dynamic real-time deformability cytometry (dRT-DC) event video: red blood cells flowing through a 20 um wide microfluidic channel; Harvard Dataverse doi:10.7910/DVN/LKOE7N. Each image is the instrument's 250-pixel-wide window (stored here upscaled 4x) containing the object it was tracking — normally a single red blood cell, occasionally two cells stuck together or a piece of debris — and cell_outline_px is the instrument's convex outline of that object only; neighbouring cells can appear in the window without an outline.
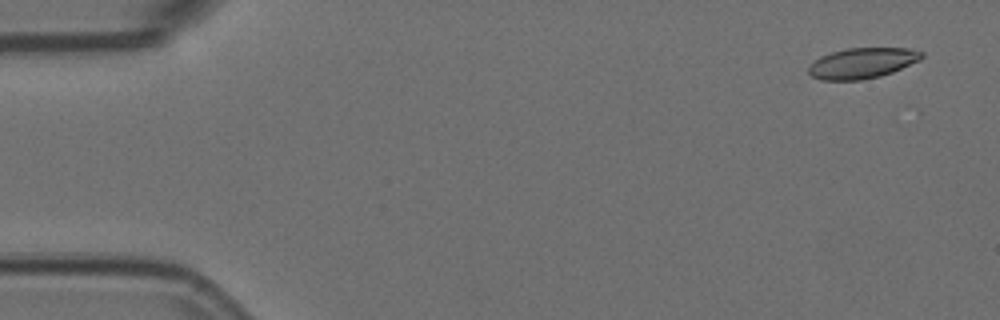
{"species": "Egyptian fruit bat (a non-hibernating species)", "species_latin": "Rousettus aegyptiacus", "temperature_condition": "room temperature", "stored_images_in_passage": 4, "camera_frame_rate_fps": 3000, "um_per_image_px": 0.085, "animal": {"sex": "female"}, "frame": {"image": 1, "passage_image": 1, "time_ms": 0.0, "image_size_px": [1000, 320], "cell_outline_px": [[924, 56], [920, 60], [892, 72], [880, 76], [860, 80], [820, 80], [812, 76], [808, 72], [808, 64], [820, 56], [832, 52], [848, 48], [908, 48], [924, 52]], "centroid_in_image_um": [73.27, 5.36], "position_along_channel_um": 11.7, "area_um2": 20.23}}
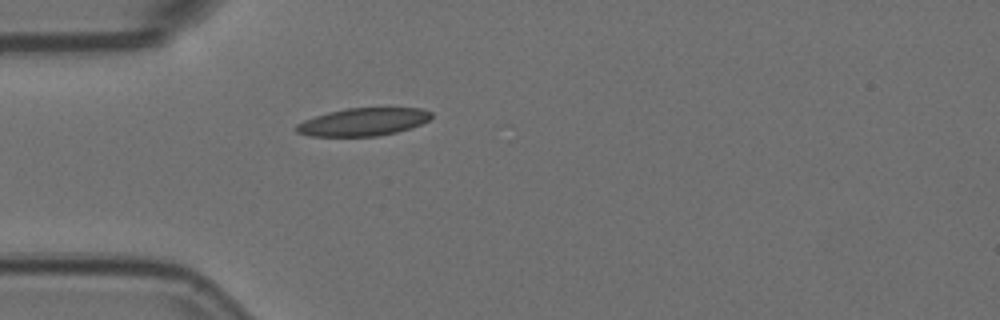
{"frame": {"image": 2, "passage_image": 4, "time_ms": 1.0, "image_size_px": [1000, 320], "cell_outline_px": [[432, 116], [428, 120], [420, 124], [396, 132], [376, 136], [308, 136], [296, 132], [296, 124], [304, 120], [328, 112], [348, 108], [420, 108], [432, 112]], "centroid_in_image_um": [30.84, 10.36], "position_along_channel_um": 54.2, "area_um2": 21.68}}